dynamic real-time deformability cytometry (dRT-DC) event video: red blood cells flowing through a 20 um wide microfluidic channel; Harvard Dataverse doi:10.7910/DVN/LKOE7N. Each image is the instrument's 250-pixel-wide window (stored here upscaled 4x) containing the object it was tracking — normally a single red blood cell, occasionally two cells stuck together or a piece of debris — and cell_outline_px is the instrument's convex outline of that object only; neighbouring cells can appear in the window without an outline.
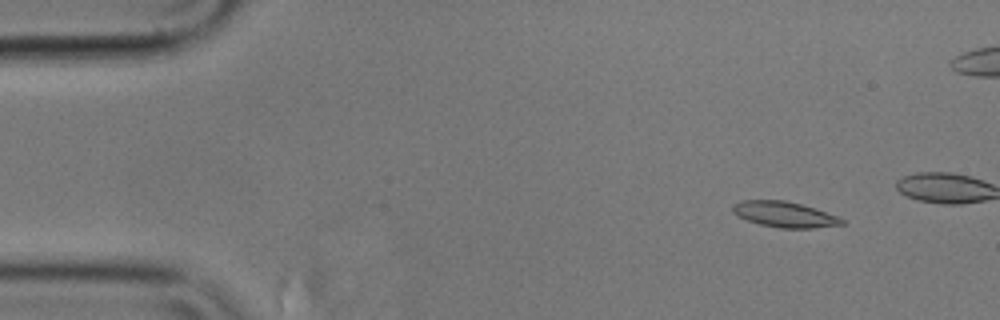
{"species": "common noctule bat (a hibernating species)", "species_latin": "Nyctalus noctula", "temperature_condition": "cold", "stored_images_in_passage": 11, "camera_frame_rate_fps": 3000, "um_per_image_px": 0.085, "animal": {"sex": "male", "body_mass_g": 17.9}, "frame": {"image": 1, "passage_image": 11, "time_ms": 3.333, "image_size_px": [1000, 320], "cell_outline_px": [[844, 224], [812, 228], [780, 228], [760, 224], [736, 216], [732, 212], [732, 204], [740, 200], [784, 200], [800, 204], [840, 216], [844, 220]], "centroid_in_image_um": [66.66, 18.22], "position_along_channel_um": 18.3, "area_um2": 16.36}}